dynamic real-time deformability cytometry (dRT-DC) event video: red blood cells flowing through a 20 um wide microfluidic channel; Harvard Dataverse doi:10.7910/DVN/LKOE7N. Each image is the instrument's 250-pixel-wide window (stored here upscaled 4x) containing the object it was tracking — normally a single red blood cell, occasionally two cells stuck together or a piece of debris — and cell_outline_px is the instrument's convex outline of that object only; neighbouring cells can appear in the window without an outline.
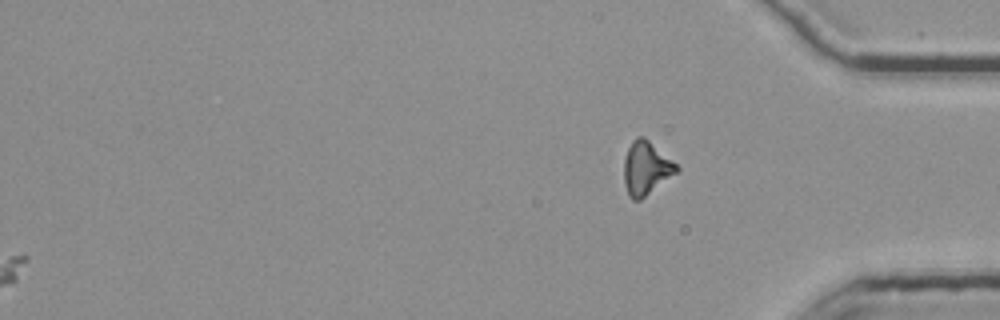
{"species": "common noctule bat (a hibernating species)", "species_latin": "Nyctalus noctula", "temperature_condition": "room temperature", "stored_images_in_passage": 59, "camera_frame_rate_fps": 3000, "um_per_image_px": 0.085, "animal": {"sex": "female", "body_mass_g": 25.1}, "frame": {"image": 1, "passage_image": 59, "time_ms": 19.333, "image_size_px": [1000, 320], "cell_outline_px": [[680, 168], [676, 172], [640, 200], [632, 200], [628, 196], [624, 184], [624, 160], [628, 148], [632, 140], [636, 136], [644, 136], [672, 160]], "centroid_in_image_um": [54.88, 14.28], "position_along_channel_um": 380.3, "area_um2": 16.18}}